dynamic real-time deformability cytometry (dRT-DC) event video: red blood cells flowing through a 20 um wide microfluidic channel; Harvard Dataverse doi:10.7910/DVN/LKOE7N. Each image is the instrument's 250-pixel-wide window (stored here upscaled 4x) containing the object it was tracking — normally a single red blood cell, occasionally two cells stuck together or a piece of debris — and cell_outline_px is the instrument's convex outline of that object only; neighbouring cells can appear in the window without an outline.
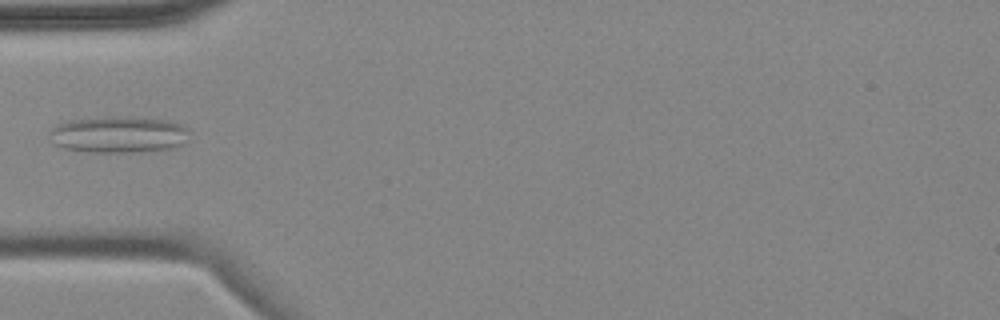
{"species": "common noctule bat (a hibernating species)", "species_latin": "Nyctalus noctula", "temperature_condition": "cold", "stored_images_in_passage": 8, "camera_frame_rate_fps": 3000, "um_per_image_px": 0.085, "animal": {"sex": "female", "body_mass_g": 18.4}, "frame": {"image": 1, "passage_image": 2, "time_ms": 1.333, "image_size_px": [1000, 320], "cell_outline_px": [[188, 128], [184, 144], [172, 148], [140, 152], [88, 152], [64, 148], [52, 144], [48, 140], [48, 132], [56, 124], [68, 120], [116, 116], [128, 116], [168, 120], [180, 124]], "centroid_in_image_um": [10.01, 11.43], "position_along_channel_um": 75.0, "area_um2": 30.23}}
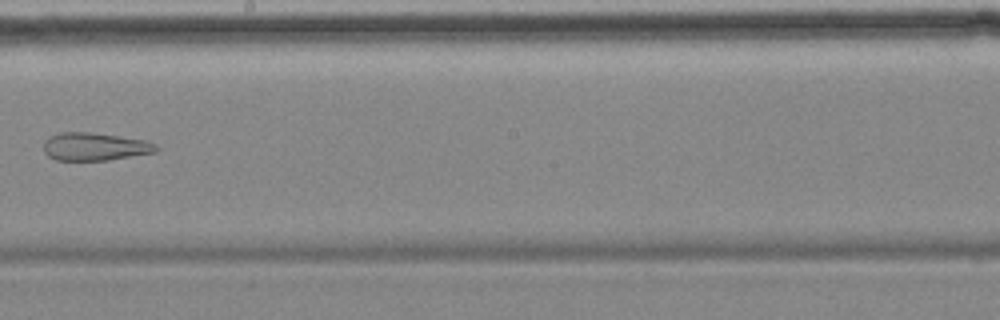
{"frame": {"image": 2, "passage_image": 6, "time_ms": 6.0, "image_size_px": [1000, 320], "cell_outline_px": [[160, 148], [156, 152], [108, 160], [56, 160], [48, 156], [44, 152], [44, 140], [48, 136], [60, 132], [88, 132], [144, 140], [156, 144]], "centroid_in_image_um": [8.03, 12.46], "position_along_channel_um": 240.2, "area_um2": 18.26}}